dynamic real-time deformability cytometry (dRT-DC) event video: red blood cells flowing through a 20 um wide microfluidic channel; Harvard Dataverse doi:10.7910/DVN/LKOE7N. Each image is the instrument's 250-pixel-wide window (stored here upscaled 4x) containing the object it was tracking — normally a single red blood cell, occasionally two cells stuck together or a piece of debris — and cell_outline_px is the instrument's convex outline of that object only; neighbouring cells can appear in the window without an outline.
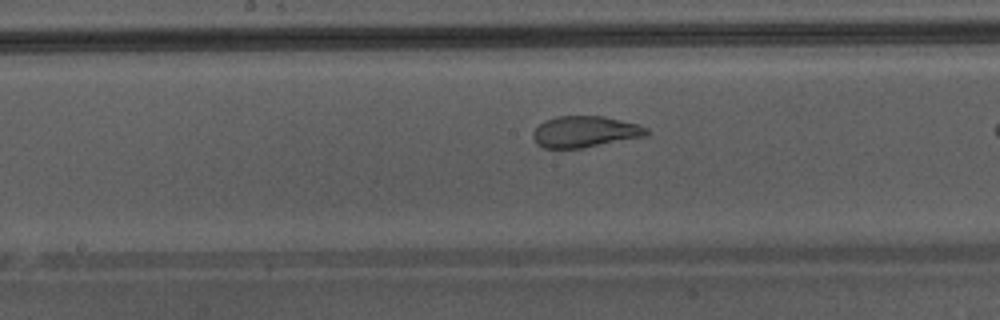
{"species": "Egyptian fruit bat (a non-hibernating species)", "species_latin": "Rousettus aegyptiacus", "temperature_condition": "warm", "stored_images_in_passage": 14, "camera_frame_rate_fps": 3000, "um_per_image_px": 0.085, "animal": {"sex": "male"}, "frame": {"image": 1, "passage_image": 12, "time_ms": 3.667, "image_size_px": [1000, 320], "cell_outline_px": [[648, 136], [580, 148], [544, 148], [536, 144], [532, 136], [532, 132], [544, 120], [556, 116], [604, 116], [640, 124], [648, 128]], "centroid_in_image_um": [49.73, 11.19], "position_along_channel_um": 198.5, "area_um2": 20.87}}